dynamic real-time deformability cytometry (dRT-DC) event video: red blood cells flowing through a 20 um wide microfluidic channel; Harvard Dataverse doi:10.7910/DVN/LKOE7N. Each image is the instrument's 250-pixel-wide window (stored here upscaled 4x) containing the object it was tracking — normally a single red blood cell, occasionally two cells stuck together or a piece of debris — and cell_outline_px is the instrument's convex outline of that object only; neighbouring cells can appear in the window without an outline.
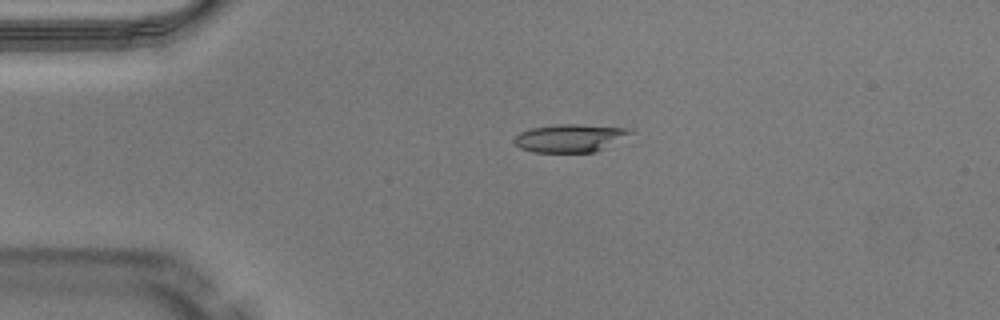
{"species": "Egyptian fruit bat (a non-hibernating species)", "species_latin": "Rousettus aegyptiacus", "temperature_condition": "warm", "stored_images_in_passage": 18, "camera_frame_rate_fps": 3000, "um_per_image_px": 0.085, "animal": {"sex": "male"}, "frame": {"image": 1, "passage_image": 11, "time_ms": 3.333, "image_size_px": [1000, 320], "cell_outline_px": [[636, 132], [596, 152], [536, 152], [520, 148], [512, 140], [520, 132], [532, 128], [560, 124], [580, 124], [628, 128]], "centroid_in_image_um": [48.48, 11.73], "position_along_channel_um": 36.5, "area_um2": 18.84}}
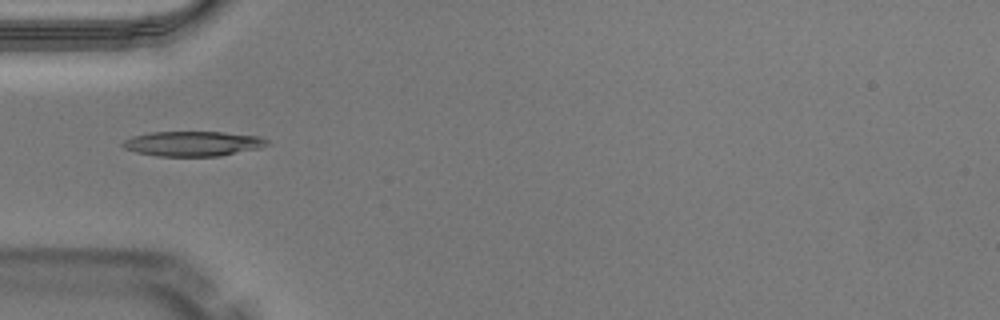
{"frame": {"image": 2, "passage_image": 16, "time_ms": 5.0, "image_size_px": [1000, 320], "cell_outline_px": [[272, 144], [260, 148], [220, 156], [156, 156], [136, 152], [124, 148], [120, 144], [124, 140], [132, 136], [148, 132], [220, 132], [260, 136], [268, 140]], "centroid_in_image_um": [16.4, 12.21], "position_along_channel_um": 68.6, "area_um2": 21.15}}